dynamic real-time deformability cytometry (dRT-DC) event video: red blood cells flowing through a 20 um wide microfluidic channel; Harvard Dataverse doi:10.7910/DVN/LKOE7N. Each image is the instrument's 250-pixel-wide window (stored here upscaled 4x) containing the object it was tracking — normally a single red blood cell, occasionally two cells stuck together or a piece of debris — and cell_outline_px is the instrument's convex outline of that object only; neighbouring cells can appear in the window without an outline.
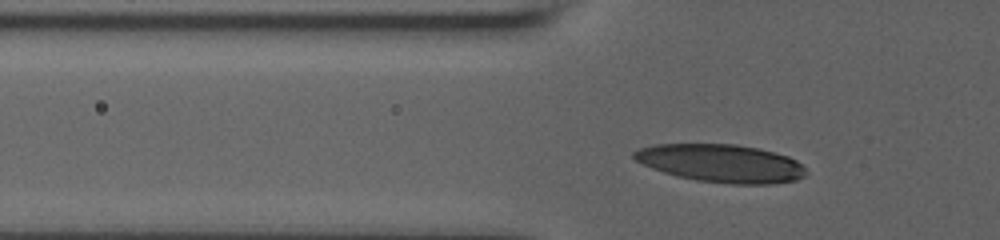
{"species": "human", "species_latin": "Homo sapiens", "temperature_condition": "room temperature", "stored_images_in_passage": 9, "camera_frame_rate_fps": 3000, "um_per_image_px": 0.085, "donor": {"sex": "male"}, "frame": {"image": 1, "passage_image": 7, "time_ms": 2.333, "image_size_px": [1000, 240], "cell_outline_px": [[808, 172], [804, 176], [796, 180], [772, 184], [732, 184], [696, 180], [676, 176], [652, 168], [636, 160], [632, 156], [632, 152], [640, 148], [656, 144], [736, 144], [760, 148], [776, 152], [788, 156], [796, 160]], "centroid_in_image_um": [61.32, 13.87], "position_along_channel_um": 64.5, "area_um2": 38.15}}
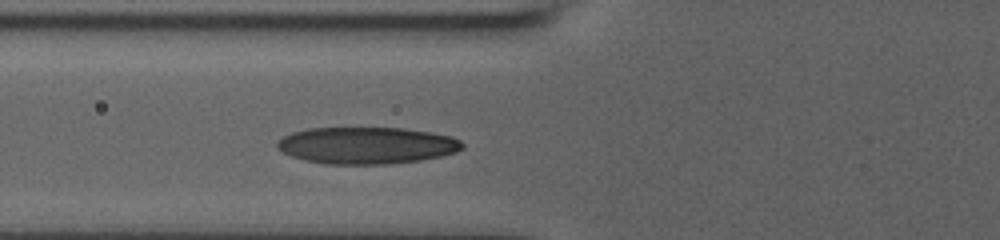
{"frame": {"image": 2, "passage_image": 9, "time_ms": 3.333, "image_size_px": [1000, 240], "cell_outline_px": [[464, 148], [456, 152], [440, 156], [420, 160], [392, 164], [324, 164], [304, 160], [292, 156], [276, 148], [276, 140], [292, 132], [308, 128], [404, 128], [432, 132], [452, 136], [460, 140], [464, 144]], "centroid_in_image_um": [31.17, 12.36], "position_along_channel_um": 94.6, "area_um2": 40.06}}